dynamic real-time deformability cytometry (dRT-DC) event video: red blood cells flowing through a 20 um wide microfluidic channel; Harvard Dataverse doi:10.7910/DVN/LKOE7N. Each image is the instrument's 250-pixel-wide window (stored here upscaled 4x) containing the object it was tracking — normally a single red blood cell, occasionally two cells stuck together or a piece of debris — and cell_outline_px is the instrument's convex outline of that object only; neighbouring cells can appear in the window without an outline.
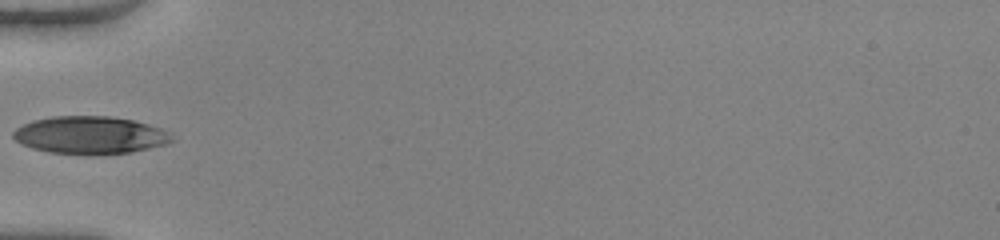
{"species": "human", "species_latin": "Homo sapiens", "temperature_condition": "warm", "stored_images_in_passage": 6, "camera_frame_rate_fps": 3000, "um_per_image_px": 0.085, "donor": {"sex": "female"}, "frame": {"image": 1, "passage_image": 1, "time_ms": 0.0, "image_size_px": [1000, 240], "cell_outline_px": [[176, 140], [164, 144], [132, 152], [88, 156], [48, 152], [32, 148], [16, 140], [12, 136], [12, 132], [16, 128], [32, 120], [52, 116], [108, 116], [132, 120], [148, 124], [160, 128]], "centroid_in_image_um": [7.62, 11.5], "position_along_channel_um": 77.4, "area_um2": 34.91}}